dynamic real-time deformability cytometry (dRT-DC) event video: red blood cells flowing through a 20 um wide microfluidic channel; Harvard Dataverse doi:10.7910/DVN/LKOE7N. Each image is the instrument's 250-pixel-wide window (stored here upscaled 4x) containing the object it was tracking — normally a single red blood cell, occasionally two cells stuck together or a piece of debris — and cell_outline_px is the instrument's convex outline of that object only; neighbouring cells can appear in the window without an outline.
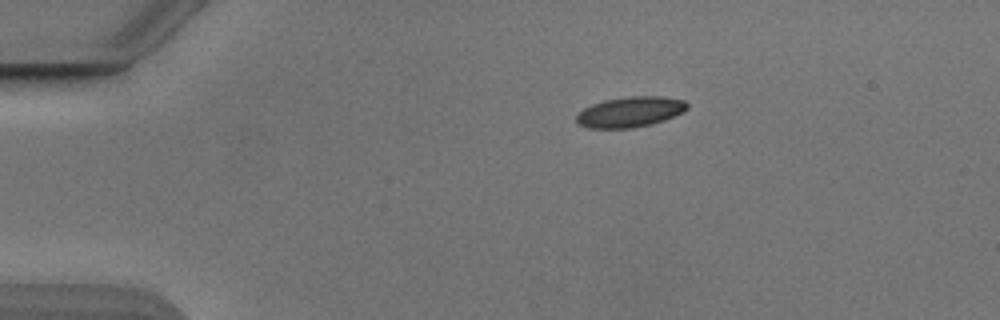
{"species": "Egyptian fruit bat (a non-hibernating species)", "species_latin": "Rousettus aegyptiacus", "temperature_condition": "cold", "stored_images_in_passage": 9, "camera_frame_rate_fps": 3000, "um_per_image_px": 0.085, "animal": {"sex": "male"}, "frame": {"image": 1, "passage_image": 1, "time_ms": 0.0, "image_size_px": [1000, 320], "cell_outline_px": [[688, 108], [664, 120], [652, 124], [632, 128], [588, 128], [576, 124], [576, 116], [584, 108], [592, 104], [604, 100], [628, 96], [660, 96], [684, 100], [688, 104]], "centroid_in_image_um": [53.52, 9.51], "position_along_channel_um": 31.5, "area_um2": 19.59}}
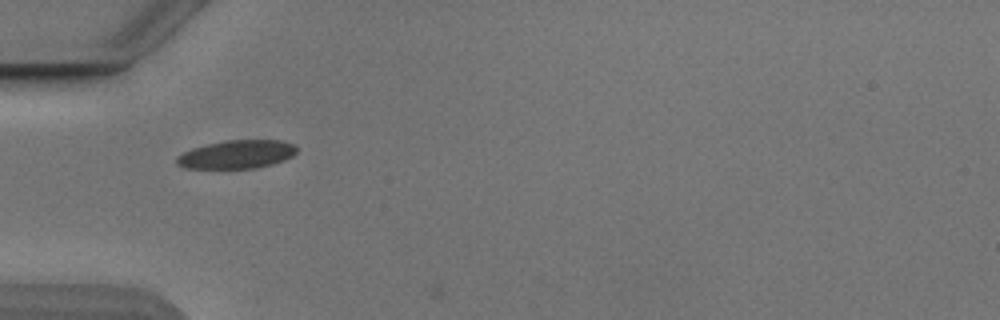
{"frame": {"image": 2, "passage_image": 8, "time_ms": 2.333, "image_size_px": [1000, 320], "cell_outline_px": [[296, 152], [292, 156], [284, 160], [272, 164], [252, 168], [184, 168], [176, 164], [176, 156], [192, 148], [224, 140], [280, 140], [296, 144]], "centroid_in_image_um": [20.12, 13.11], "position_along_channel_um": 64.9, "area_um2": 19.83}}